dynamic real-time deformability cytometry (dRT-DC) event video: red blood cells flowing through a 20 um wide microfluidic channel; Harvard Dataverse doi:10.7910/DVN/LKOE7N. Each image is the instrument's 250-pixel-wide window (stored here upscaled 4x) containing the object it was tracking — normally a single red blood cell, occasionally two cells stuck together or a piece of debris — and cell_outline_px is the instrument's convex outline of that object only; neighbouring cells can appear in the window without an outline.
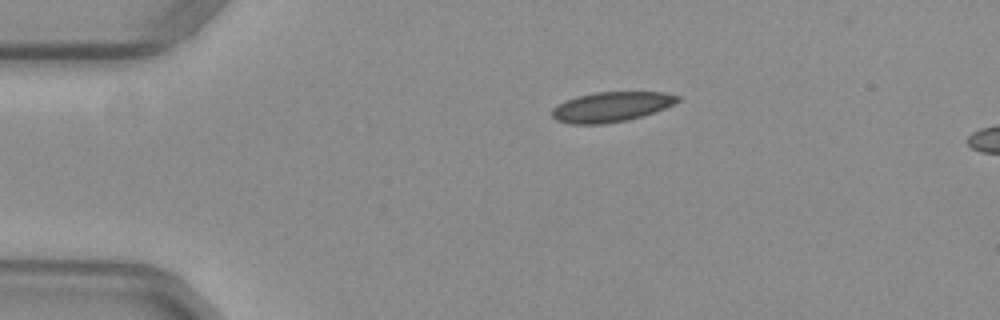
{"species": "common noctule bat (a hibernating species)", "species_latin": "Nyctalus noctula", "temperature_condition": "warm", "stored_images_in_passage": 17, "camera_frame_rate_fps": 3000, "um_per_image_px": 0.085, "animal": {"sex": "female", "body_mass_g": 29.2, "forearm_length_mm": 56.3}, "frame": {"image": 1, "passage_image": 1, "time_ms": 0.0, "image_size_px": [1000, 320], "cell_outline_px": [[680, 100], [664, 108], [628, 120], [604, 124], [572, 124], [556, 120], [552, 116], [552, 108], [556, 104], [564, 100], [596, 92], [664, 92], [680, 96]], "centroid_in_image_um": [51.92, 9.08], "position_along_channel_um": 33.1, "area_um2": 21.79}}
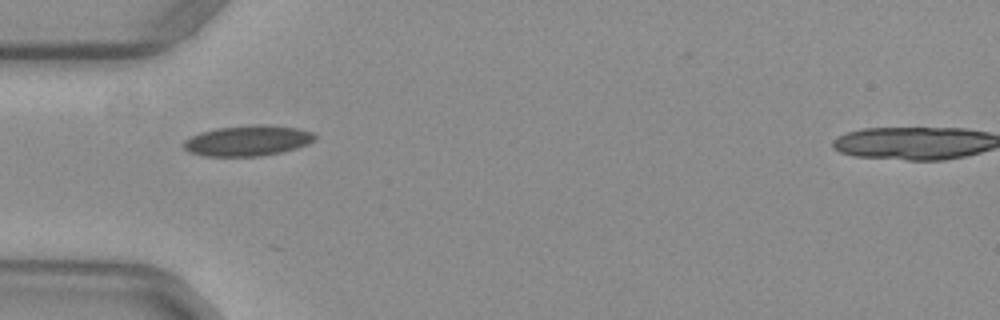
{"frame": {"image": 2, "passage_image": 7, "time_ms": 2.0, "image_size_px": [1000, 320], "cell_outline_px": [[316, 140], [308, 144], [296, 148], [280, 152], [260, 156], [204, 156], [188, 152], [180, 144], [184, 140], [200, 132], [216, 128], [252, 124], [268, 124], [296, 128], [312, 132], [316, 136]], "centroid_in_image_um": [21.03, 11.95], "position_along_channel_um": 64.0, "area_um2": 23.58}}
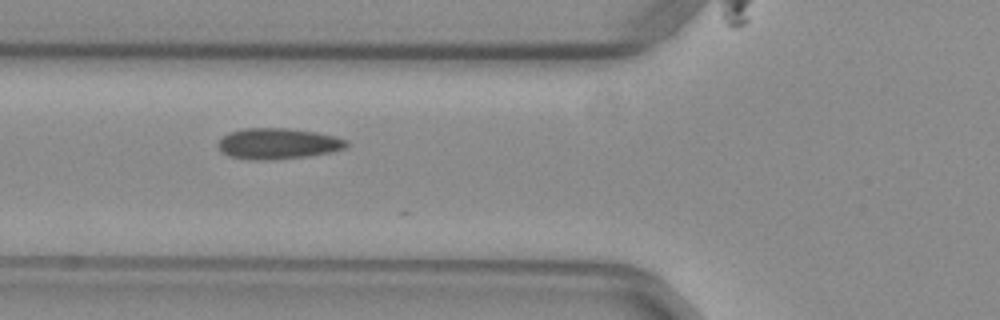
{"frame": {"image": 3, "passage_image": 10, "time_ms": 3.0, "image_size_px": [1000, 320], "cell_outline_px": [[348, 144], [344, 148], [328, 152], [308, 156], [268, 160], [248, 160], [228, 156], [216, 144], [228, 132], [244, 128], [288, 128], [316, 132], [336, 136], [348, 140]], "centroid_in_image_um": [23.61, 12.2], "position_along_channel_um": 102.2, "area_um2": 23.12}}